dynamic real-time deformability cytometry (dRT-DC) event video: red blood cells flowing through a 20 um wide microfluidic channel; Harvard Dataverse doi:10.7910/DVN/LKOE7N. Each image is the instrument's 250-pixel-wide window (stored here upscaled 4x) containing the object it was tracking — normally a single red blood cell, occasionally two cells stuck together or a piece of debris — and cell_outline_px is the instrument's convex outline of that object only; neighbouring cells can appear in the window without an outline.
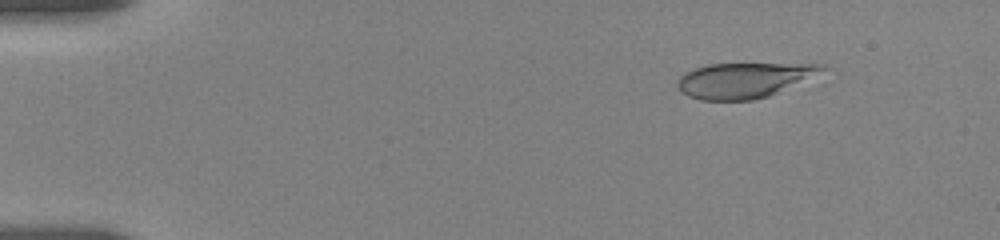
{"species": "human", "species_latin": "Homo sapiens", "temperature_condition": "room temperature", "stored_images_in_passage": 13, "camera_frame_rate_fps": 3000, "um_per_image_px": 0.085, "donor": {"sex": "female"}, "frame": {"image": 1, "passage_image": 6, "time_ms": 2.0, "image_size_px": [1000, 240], "cell_outline_px": [[832, 68], [768, 96], [752, 100], [700, 100], [688, 96], [680, 92], [676, 84], [676, 80], [684, 72], [708, 64], [824, 64]], "centroid_in_image_um": [63.21, 6.81], "position_along_channel_um": 21.8, "area_um2": 29.65}}
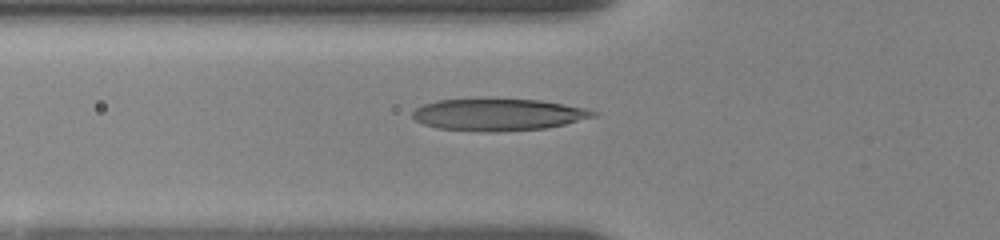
{"frame": {"image": 2, "passage_image": 13, "time_ms": 6.333, "image_size_px": [1000, 240], "cell_outline_px": [[596, 116], [564, 124], [544, 128], [500, 132], [480, 132], [436, 128], [424, 124], [416, 120], [412, 116], [412, 112], [420, 104], [436, 100], [476, 96], [488, 96], [540, 100], [584, 108], [596, 112]], "centroid_in_image_um": [42.24, 9.7], "position_along_channel_um": 83.6, "area_um2": 34.97}}